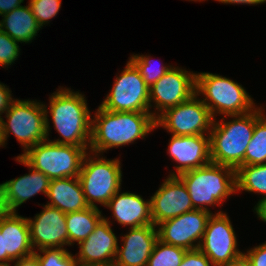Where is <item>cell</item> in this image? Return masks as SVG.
<instances>
[{"instance_id": "obj_1", "label": "cell", "mask_w": 266, "mask_h": 266, "mask_svg": "<svg viewBox=\"0 0 266 266\" xmlns=\"http://www.w3.org/2000/svg\"><path fill=\"white\" fill-rule=\"evenodd\" d=\"M48 107L44 103L46 113L47 140L64 145L83 147L89 151L91 139L92 115L88 108L85 95L81 92L61 87L49 95ZM51 119H49V115ZM60 136L59 139H49L50 121ZM62 137V139H61Z\"/></svg>"}, {"instance_id": "obj_2", "label": "cell", "mask_w": 266, "mask_h": 266, "mask_svg": "<svg viewBox=\"0 0 266 266\" xmlns=\"http://www.w3.org/2000/svg\"><path fill=\"white\" fill-rule=\"evenodd\" d=\"M155 126L150 112H113L99 105L92 117L89 151L103 155L112 148L128 146L145 139Z\"/></svg>"}, {"instance_id": "obj_3", "label": "cell", "mask_w": 266, "mask_h": 266, "mask_svg": "<svg viewBox=\"0 0 266 266\" xmlns=\"http://www.w3.org/2000/svg\"><path fill=\"white\" fill-rule=\"evenodd\" d=\"M264 109L260 106L246 114L221 116L219 121L214 119L209 134L212 163L229 166L235 170L243 166L255 123L265 113Z\"/></svg>"}, {"instance_id": "obj_4", "label": "cell", "mask_w": 266, "mask_h": 266, "mask_svg": "<svg viewBox=\"0 0 266 266\" xmlns=\"http://www.w3.org/2000/svg\"><path fill=\"white\" fill-rule=\"evenodd\" d=\"M187 187L193 207L211 213L209 207L224 205L236 192V170L229 166L209 163L178 175Z\"/></svg>"}, {"instance_id": "obj_5", "label": "cell", "mask_w": 266, "mask_h": 266, "mask_svg": "<svg viewBox=\"0 0 266 266\" xmlns=\"http://www.w3.org/2000/svg\"><path fill=\"white\" fill-rule=\"evenodd\" d=\"M196 95H202L200 98L214 119L219 115L246 114L257 107L241 84L216 73L196 72Z\"/></svg>"}, {"instance_id": "obj_6", "label": "cell", "mask_w": 266, "mask_h": 266, "mask_svg": "<svg viewBox=\"0 0 266 266\" xmlns=\"http://www.w3.org/2000/svg\"><path fill=\"white\" fill-rule=\"evenodd\" d=\"M121 167L118 158L109 160L90 151L85 154L78 178L89 207H105L121 189Z\"/></svg>"}, {"instance_id": "obj_7", "label": "cell", "mask_w": 266, "mask_h": 266, "mask_svg": "<svg viewBox=\"0 0 266 266\" xmlns=\"http://www.w3.org/2000/svg\"><path fill=\"white\" fill-rule=\"evenodd\" d=\"M86 153L83 147L57 144L46 139L19 156L51 180L78 177Z\"/></svg>"}, {"instance_id": "obj_8", "label": "cell", "mask_w": 266, "mask_h": 266, "mask_svg": "<svg viewBox=\"0 0 266 266\" xmlns=\"http://www.w3.org/2000/svg\"><path fill=\"white\" fill-rule=\"evenodd\" d=\"M2 120L5 145L9 134L16 137L24 154L37 143L47 139L44 103L38 100L15 99Z\"/></svg>"}, {"instance_id": "obj_9", "label": "cell", "mask_w": 266, "mask_h": 266, "mask_svg": "<svg viewBox=\"0 0 266 266\" xmlns=\"http://www.w3.org/2000/svg\"><path fill=\"white\" fill-rule=\"evenodd\" d=\"M149 87L129 60L100 106L113 112H150Z\"/></svg>"}, {"instance_id": "obj_10", "label": "cell", "mask_w": 266, "mask_h": 266, "mask_svg": "<svg viewBox=\"0 0 266 266\" xmlns=\"http://www.w3.org/2000/svg\"><path fill=\"white\" fill-rule=\"evenodd\" d=\"M214 118L198 95L168 108L155 119V129L161 127L174 136L209 135Z\"/></svg>"}, {"instance_id": "obj_11", "label": "cell", "mask_w": 266, "mask_h": 266, "mask_svg": "<svg viewBox=\"0 0 266 266\" xmlns=\"http://www.w3.org/2000/svg\"><path fill=\"white\" fill-rule=\"evenodd\" d=\"M149 89L150 113L156 119L168 108L175 107L196 94V73L173 66Z\"/></svg>"}, {"instance_id": "obj_12", "label": "cell", "mask_w": 266, "mask_h": 266, "mask_svg": "<svg viewBox=\"0 0 266 266\" xmlns=\"http://www.w3.org/2000/svg\"><path fill=\"white\" fill-rule=\"evenodd\" d=\"M237 240L228 214L218 210L210 215L198 248L214 266H222L243 253L238 248Z\"/></svg>"}, {"instance_id": "obj_13", "label": "cell", "mask_w": 266, "mask_h": 266, "mask_svg": "<svg viewBox=\"0 0 266 266\" xmlns=\"http://www.w3.org/2000/svg\"><path fill=\"white\" fill-rule=\"evenodd\" d=\"M212 213L194 209L158 224V240L185 250L197 249Z\"/></svg>"}, {"instance_id": "obj_14", "label": "cell", "mask_w": 266, "mask_h": 266, "mask_svg": "<svg viewBox=\"0 0 266 266\" xmlns=\"http://www.w3.org/2000/svg\"><path fill=\"white\" fill-rule=\"evenodd\" d=\"M150 206L155 226L195 209L183 181L169 175L150 197Z\"/></svg>"}, {"instance_id": "obj_15", "label": "cell", "mask_w": 266, "mask_h": 266, "mask_svg": "<svg viewBox=\"0 0 266 266\" xmlns=\"http://www.w3.org/2000/svg\"><path fill=\"white\" fill-rule=\"evenodd\" d=\"M27 221L34 251L68 246L66 214L63 211L46 204L40 213L27 218Z\"/></svg>"}, {"instance_id": "obj_16", "label": "cell", "mask_w": 266, "mask_h": 266, "mask_svg": "<svg viewBox=\"0 0 266 266\" xmlns=\"http://www.w3.org/2000/svg\"><path fill=\"white\" fill-rule=\"evenodd\" d=\"M15 161L27 166L30 171L0 184V210L6 212H17L19 206L39 193L47 196L50 183L44 173L33 169L20 156Z\"/></svg>"}, {"instance_id": "obj_17", "label": "cell", "mask_w": 266, "mask_h": 266, "mask_svg": "<svg viewBox=\"0 0 266 266\" xmlns=\"http://www.w3.org/2000/svg\"><path fill=\"white\" fill-rule=\"evenodd\" d=\"M111 222L108 217L103 216L94 231L78 244L79 252L75 254L78 266L114 263L119 237L112 230Z\"/></svg>"}, {"instance_id": "obj_18", "label": "cell", "mask_w": 266, "mask_h": 266, "mask_svg": "<svg viewBox=\"0 0 266 266\" xmlns=\"http://www.w3.org/2000/svg\"><path fill=\"white\" fill-rule=\"evenodd\" d=\"M170 137L167 152L172 162H176L174 166L176 171H171L169 176H178L185 171L211 163L209 135Z\"/></svg>"}, {"instance_id": "obj_19", "label": "cell", "mask_w": 266, "mask_h": 266, "mask_svg": "<svg viewBox=\"0 0 266 266\" xmlns=\"http://www.w3.org/2000/svg\"><path fill=\"white\" fill-rule=\"evenodd\" d=\"M128 231L120 237L122 243L121 247L118 244L114 265L146 266L158 240L157 227L155 225H145L129 228Z\"/></svg>"}, {"instance_id": "obj_20", "label": "cell", "mask_w": 266, "mask_h": 266, "mask_svg": "<svg viewBox=\"0 0 266 266\" xmlns=\"http://www.w3.org/2000/svg\"><path fill=\"white\" fill-rule=\"evenodd\" d=\"M0 231L4 234V262H13L35 252L27 217L0 210Z\"/></svg>"}, {"instance_id": "obj_21", "label": "cell", "mask_w": 266, "mask_h": 266, "mask_svg": "<svg viewBox=\"0 0 266 266\" xmlns=\"http://www.w3.org/2000/svg\"><path fill=\"white\" fill-rule=\"evenodd\" d=\"M105 207L111 211L110 217L121 226L136 228L153 225L150 199L145 200L136 193H121L120 189Z\"/></svg>"}, {"instance_id": "obj_22", "label": "cell", "mask_w": 266, "mask_h": 266, "mask_svg": "<svg viewBox=\"0 0 266 266\" xmlns=\"http://www.w3.org/2000/svg\"><path fill=\"white\" fill-rule=\"evenodd\" d=\"M46 197L49 199L47 205L56 207L65 214L89 207L78 177L51 179Z\"/></svg>"}, {"instance_id": "obj_23", "label": "cell", "mask_w": 266, "mask_h": 266, "mask_svg": "<svg viewBox=\"0 0 266 266\" xmlns=\"http://www.w3.org/2000/svg\"><path fill=\"white\" fill-rule=\"evenodd\" d=\"M1 17L0 30L18 43H31L41 29L29 5L15 8Z\"/></svg>"}, {"instance_id": "obj_24", "label": "cell", "mask_w": 266, "mask_h": 266, "mask_svg": "<svg viewBox=\"0 0 266 266\" xmlns=\"http://www.w3.org/2000/svg\"><path fill=\"white\" fill-rule=\"evenodd\" d=\"M103 218L102 210L88 207L82 211L66 213V227L68 231V247L77 245L85 240Z\"/></svg>"}, {"instance_id": "obj_25", "label": "cell", "mask_w": 266, "mask_h": 266, "mask_svg": "<svg viewBox=\"0 0 266 266\" xmlns=\"http://www.w3.org/2000/svg\"><path fill=\"white\" fill-rule=\"evenodd\" d=\"M246 191L266 197V163L243 165L236 170V192Z\"/></svg>"}, {"instance_id": "obj_26", "label": "cell", "mask_w": 266, "mask_h": 266, "mask_svg": "<svg viewBox=\"0 0 266 266\" xmlns=\"http://www.w3.org/2000/svg\"><path fill=\"white\" fill-rule=\"evenodd\" d=\"M266 163V115L256 121L253 136L249 142L243 165H259Z\"/></svg>"}, {"instance_id": "obj_27", "label": "cell", "mask_w": 266, "mask_h": 266, "mask_svg": "<svg viewBox=\"0 0 266 266\" xmlns=\"http://www.w3.org/2000/svg\"><path fill=\"white\" fill-rule=\"evenodd\" d=\"M186 251L157 240L146 266H180Z\"/></svg>"}, {"instance_id": "obj_28", "label": "cell", "mask_w": 266, "mask_h": 266, "mask_svg": "<svg viewBox=\"0 0 266 266\" xmlns=\"http://www.w3.org/2000/svg\"><path fill=\"white\" fill-rule=\"evenodd\" d=\"M151 55L132 54L129 60L140 71V74L145 81V84L150 88L155 84L164 74H166L173 65L161 64L160 67L153 66V60Z\"/></svg>"}, {"instance_id": "obj_29", "label": "cell", "mask_w": 266, "mask_h": 266, "mask_svg": "<svg viewBox=\"0 0 266 266\" xmlns=\"http://www.w3.org/2000/svg\"><path fill=\"white\" fill-rule=\"evenodd\" d=\"M40 266H78L76 256L67 248H43L36 250Z\"/></svg>"}, {"instance_id": "obj_30", "label": "cell", "mask_w": 266, "mask_h": 266, "mask_svg": "<svg viewBox=\"0 0 266 266\" xmlns=\"http://www.w3.org/2000/svg\"><path fill=\"white\" fill-rule=\"evenodd\" d=\"M61 0H29L28 5L41 29L55 18L61 8Z\"/></svg>"}, {"instance_id": "obj_31", "label": "cell", "mask_w": 266, "mask_h": 266, "mask_svg": "<svg viewBox=\"0 0 266 266\" xmlns=\"http://www.w3.org/2000/svg\"><path fill=\"white\" fill-rule=\"evenodd\" d=\"M19 43L0 30V66L8 68L19 58Z\"/></svg>"}, {"instance_id": "obj_32", "label": "cell", "mask_w": 266, "mask_h": 266, "mask_svg": "<svg viewBox=\"0 0 266 266\" xmlns=\"http://www.w3.org/2000/svg\"><path fill=\"white\" fill-rule=\"evenodd\" d=\"M180 266H214L199 249L187 250Z\"/></svg>"}, {"instance_id": "obj_33", "label": "cell", "mask_w": 266, "mask_h": 266, "mask_svg": "<svg viewBox=\"0 0 266 266\" xmlns=\"http://www.w3.org/2000/svg\"><path fill=\"white\" fill-rule=\"evenodd\" d=\"M250 259L252 266H266V241L244 252Z\"/></svg>"}, {"instance_id": "obj_34", "label": "cell", "mask_w": 266, "mask_h": 266, "mask_svg": "<svg viewBox=\"0 0 266 266\" xmlns=\"http://www.w3.org/2000/svg\"><path fill=\"white\" fill-rule=\"evenodd\" d=\"M11 93L9 86L0 82V116L9 109L11 103L15 100Z\"/></svg>"}, {"instance_id": "obj_35", "label": "cell", "mask_w": 266, "mask_h": 266, "mask_svg": "<svg viewBox=\"0 0 266 266\" xmlns=\"http://www.w3.org/2000/svg\"><path fill=\"white\" fill-rule=\"evenodd\" d=\"M24 0H0V16L10 13L15 8L21 7Z\"/></svg>"}, {"instance_id": "obj_36", "label": "cell", "mask_w": 266, "mask_h": 266, "mask_svg": "<svg viewBox=\"0 0 266 266\" xmlns=\"http://www.w3.org/2000/svg\"><path fill=\"white\" fill-rule=\"evenodd\" d=\"M13 263V266H40L38 257L34 253L29 256L14 260Z\"/></svg>"}, {"instance_id": "obj_37", "label": "cell", "mask_w": 266, "mask_h": 266, "mask_svg": "<svg viewBox=\"0 0 266 266\" xmlns=\"http://www.w3.org/2000/svg\"><path fill=\"white\" fill-rule=\"evenodd\" d=\"M253 212L256 213V216L259 218V220L266 223V197L259 199L257 204L254 206Z\"/></svg>"}, {"instance_id": "obj_38", "label": "cell", "mask_w": 266, "mask_h": 266, "mask_svg": "<svg viewBox=\"0 0 266 266\" xmlns=\"http://www.w3.org/2000/svg\"><path fill=\"white\" fill-rule=\"evenodd\" d=\"M222 266H252V264L247 255L243 252L240 256Z\"/></svg>"}, {"instance_id": "obj_39", "label": "cell", "mask_w": 266, "mask_h": 266, "mask_svg": "<svg viewBox=\"0 0 266 266\" xmlns=\"http://www.w3.org/2000/svg\"><path fill=\"white\" fill-rule=\"evenodd\" d=\"M223 4H248V5H258L266 3V0H215Z\"/></svg>"}, {"instance_id": "obj_40", "label": "cell", "mask_w": 266, "mask_h": 266, "mask_svg": "<svg viewBox=\"0 0 266 266\" xmlns=\"http://www.w3.org/2000/svg\"><path fill=\"white\" fill-rule=\"evenodd\" d=\"M0 262H4V234L0 231Z\"/></svg>"}, {"instance_id": "obj_41", "label": "cell", "mask_w": 266, "mask_h": 266, "mask_svg": "<svg viewBox=\"0 0 266 266\" xmlns=\"http://www.w3.org/2000/svg\"><path fill=\"white\" fill-rule=\"evenodd\" d=\"M3 117L0 116V147H6L5 146V139L3 134V124H2Z\"/></svg>"}, {"instance_id": "obj_42", "label": "cell", "mask_w": 266, "mask_h": 266, "mask_svg": "<svg viewBox=\"0 0 266 266\" xmlns=\"http://www.w3.org/2000/svg\"><path fill=\"white\" fill-rule=\"evenodd\" d=\"M12 262H0V266H12Z\"/></svg>"}, {"instance_id": "obj_43", "label": "cell", "mask_w": 266, "mask_h": 266, "mask_svg": "<svg viewBox=\"0 0 266 266\" xmlns=\"http://www.w3.org/2000/svg\"><path fill=\"white\" fill-rule=\"evenodd\" d=\"M88 266H115L114 263L108 265H88Z\"/></svg>"}, {"instance_id": "obj_44", "label": "cell", "mask_w": 266, "mask_h": 266, "mask_svg": "<svg viewBox=\"0 0 266 266\" xmlns=\"http://www.w3.org/2000/svg\"><path fill=\"white\" fill-rule=\"evenodd\" d=\"M188 1H194V2H203V1H206V0H188Z\"/></svg>"}]
</instances>
